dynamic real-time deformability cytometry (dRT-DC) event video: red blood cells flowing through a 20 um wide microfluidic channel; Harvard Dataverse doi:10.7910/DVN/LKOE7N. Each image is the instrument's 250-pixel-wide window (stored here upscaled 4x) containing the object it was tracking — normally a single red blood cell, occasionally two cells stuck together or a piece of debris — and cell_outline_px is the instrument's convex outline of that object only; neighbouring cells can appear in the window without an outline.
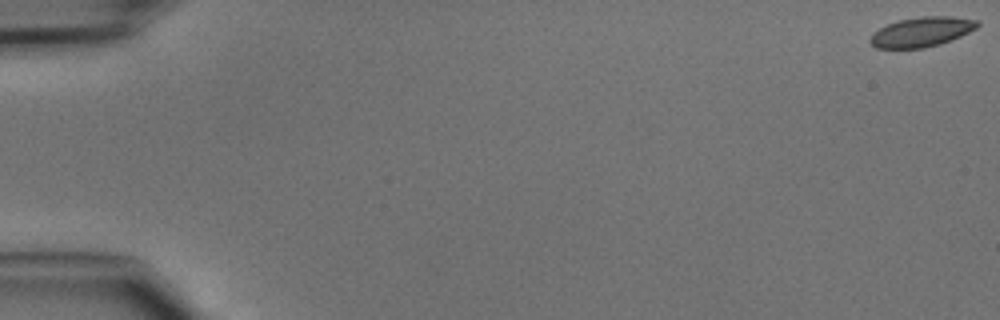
{"species": "common noctule bat (a hibernating species)", "species_latin": "Nyctalus noctula", "temperature_condition": "cold", "stored_images_in_passage": 13, "camera_frame_rate_fps": 3000, "um_per_image_px": 0.085, "animal": {"sex": "male", "body_mass_g": 15.6}, "frame": {"image": 1, "passage_image": 1, "time_ms": 0.0, "image_size_px": [1000, 320], "cell_outline_px": [[980, 24], [976, 28], [960, 36], [940, 44], [924, 48], [876, 48], [868, 40], [872, 32], [888, 24], [900, 20], [924, 16], [952, 16], [980, 20]], "centroid_in_image_um": [78.34, 2.71], "position_along_channel_um": 6.7, "area_um2": 18.55}}
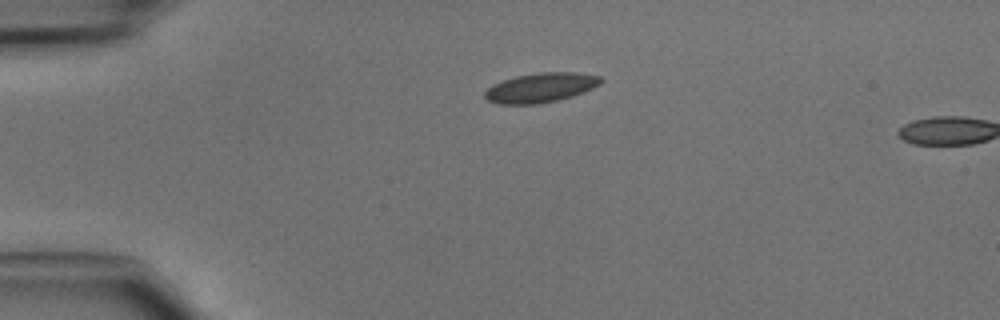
{"frame": {"image": 2, "passage_image": 12, "time_ms": 3.667, "image_size_px": [1000, 320], "cell_outline_px": [[604, 80], [600, 84], [584, 92], [572, 96], [556, 100], [536, 104], [496, 104], [488, 100], [484, 96], [484, 92], [492, 84], [516, 76], [540, 72], [576, 72], [600, 76]], "centroid_in_image_um": [45.96, 7.44], "position_along_channel_um": 39.0, "area_um2": 19.94}}